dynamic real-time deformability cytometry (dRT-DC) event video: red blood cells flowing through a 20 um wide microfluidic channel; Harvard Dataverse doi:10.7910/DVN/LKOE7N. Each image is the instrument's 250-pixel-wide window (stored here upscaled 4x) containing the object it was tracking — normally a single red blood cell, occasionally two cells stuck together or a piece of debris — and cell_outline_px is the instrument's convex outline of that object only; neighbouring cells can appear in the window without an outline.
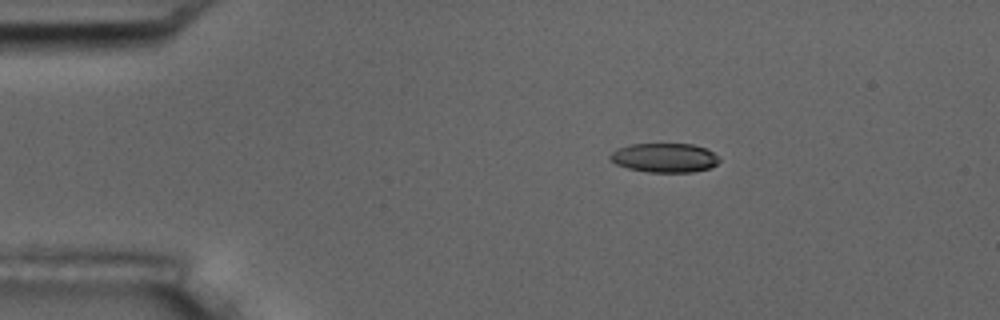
{"species": "common noctule bat (a hibernating species)", "species_latin": "Nyctalus noctula", "temperature_condition": "room temperature", "stored_images_in_passage": 2, "camera_frame_rate_fps": 3000, "um_per_image_px": 0.085, "animal": {"sex": "male", "body_mass_g": 17.5, "forearm_length_mm": 52.3}, "frame": {"image": 1, "passage_image": 1, "time_ms": 0.0, "image_size_px": [1000, 320], "cell_outline_px": [[720, 160], [716, 164], [708, 168], [692, 172], [648, 172], [628, 168], [616, 164], [608, 156], [612, 152], [620, 148], [632, 144], [692, 144], [708, 148]], "centroid_in_image_um": [56.49, 13.41], "position_along_channel_um": 28.5, "area_um2": 18.38}}